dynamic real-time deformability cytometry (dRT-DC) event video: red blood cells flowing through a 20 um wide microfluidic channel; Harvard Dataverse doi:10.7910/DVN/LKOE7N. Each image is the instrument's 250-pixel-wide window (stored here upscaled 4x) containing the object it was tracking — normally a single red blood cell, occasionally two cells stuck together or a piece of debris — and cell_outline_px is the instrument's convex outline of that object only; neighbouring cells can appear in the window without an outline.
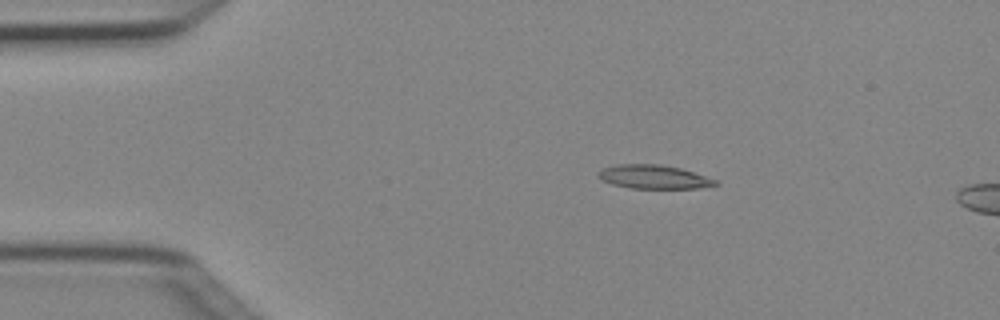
{"species": "Egyptian fruit bat (a non-hibernating species)", "species_latin": "Rousettus aegyptiacus", "temperature_condition": "cold", "stored_images_in_passage": 4, "camera_frame_rate_fps": 3000, "um_per_image_px": 0.085, "animal": {"sex": "female"}, "frame": {"image": 1, "passage_image": 2, "time_ms": 0.333, "image_size_px": [1000, 320], "cell_outline_px": [[720, 184], [700, 188], [632, 188], [612, 184], [596, 176], [596, 172], [604, 168], [616, 164], [660, 164], [680, 168], [716, 180]], "centroid_in_image_um": [55.54, 15.03], "position_along_channel_um": 29.5, "area_um2": 16.07}}